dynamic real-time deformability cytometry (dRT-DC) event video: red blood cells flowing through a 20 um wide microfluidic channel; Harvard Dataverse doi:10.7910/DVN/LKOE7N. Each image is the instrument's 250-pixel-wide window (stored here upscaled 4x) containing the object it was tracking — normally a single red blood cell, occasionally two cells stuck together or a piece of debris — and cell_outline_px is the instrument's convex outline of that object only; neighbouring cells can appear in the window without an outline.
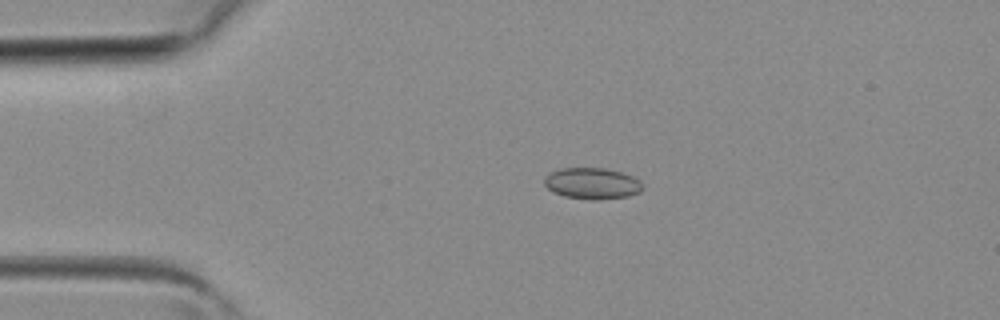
{"species": "common noctule bat (a hibernating species)", "species_latin": "Nyctalus noctula", "temperature_condition": "room temperature", "stored_images_in_passage": 5, "camera_frame_rate_fps": 3000, "um_per_image_px": 0.085, "animal": {"sex": "female", "body_mass_g": 19.3, "forearm_length_mm": 54.1}, "frame": {"image": 1, "passage_image": 3, "time_ms": 0.667, "image_size_px": [1000, 320], "cell_outline_px": [[644, 188], [640, 192], [628, 196], [596, 200], [592, 200], [564, 196], [552, 192], [544, 184], [544, 176], [560, 168], [604, 168], [620, 172], [632, 176], [640, 180], [644, 184]], "centroid_in_image_um": [50.34, 15.59], "position_along_channel_um": 34.7, "area_um2": 18.03}}
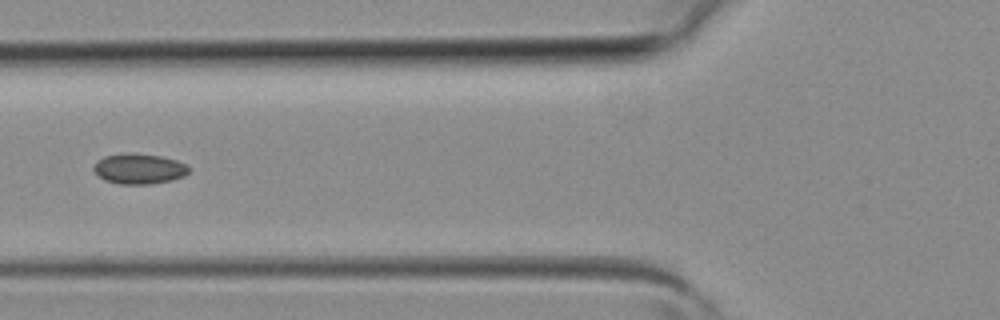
{"frame": {"image": 2, "passage_image": 5, "time_ms": 1.333, "image_size_px": [1000, 320], "cell_outline_px": [[188, 172], [184, 176], [172, 180], [152, 184], [120, 184], [104, 180], [92, 168], [96, 160], [104, 156], [160, 156], [176, 160], [188, 164]], "centroid_in_image_um": [11.85, 14.4], "position_along_channel_um": 114.0, "area_um2": 16.13}}